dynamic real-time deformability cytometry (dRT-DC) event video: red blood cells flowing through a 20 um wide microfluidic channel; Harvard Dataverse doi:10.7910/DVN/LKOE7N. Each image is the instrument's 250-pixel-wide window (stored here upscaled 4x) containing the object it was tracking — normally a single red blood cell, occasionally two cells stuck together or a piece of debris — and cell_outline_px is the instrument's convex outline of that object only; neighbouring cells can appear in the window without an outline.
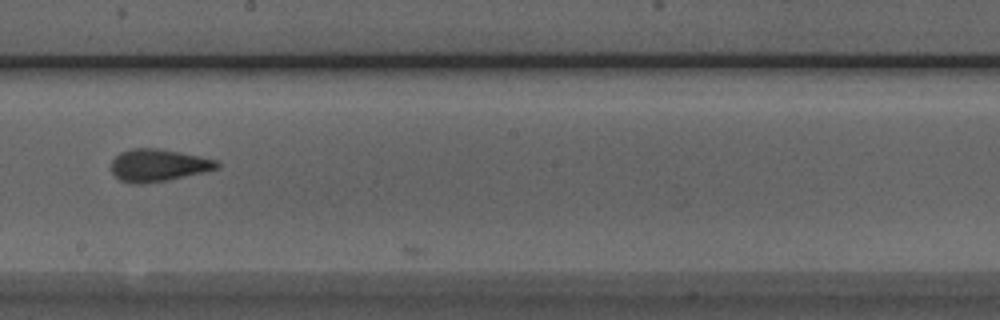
{"species": "Egyptian fruit bat (a non-hibernating species)", "species_latin": "Rousettus aegyptiacus", "temperature_condition": "room temperature", "stored_images_in_passage": 8, "camera_frame_rate_fps": 3000, "um_per_image_px": 0.085, "animal": {"sex": "male"}, "frame": {"image": 1, "passage_image": 8, "time_ms": 9.0, "image_size_px": [1000, 320], "cell_outline_px": [[220, 168], [168, 180], [140, 184], [132, 184], [120, 180], [108, 168], [112, 160], [120, 152], [132, 148], [156, 148], [180, 152], [200, 156], [216, 160], [220, 164]], "centroid_in_image_um": [13.41, 14.05], "position_along_channel_um": 234.8, "area_um2": 20.06}}